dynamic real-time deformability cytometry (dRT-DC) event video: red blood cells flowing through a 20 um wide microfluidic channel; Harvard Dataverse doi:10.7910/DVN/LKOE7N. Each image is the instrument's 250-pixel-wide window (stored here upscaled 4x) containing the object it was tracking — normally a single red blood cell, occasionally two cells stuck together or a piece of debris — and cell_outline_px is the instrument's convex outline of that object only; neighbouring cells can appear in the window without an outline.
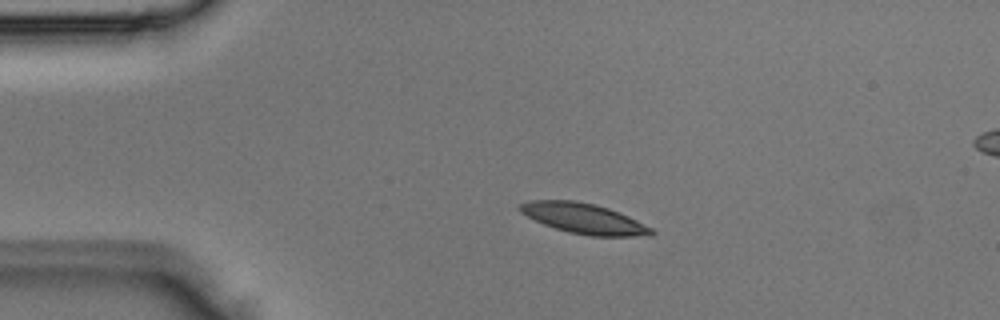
{"species": "Egyptian fruit bat (a non-hibernating species)", "species_latin": "Rousettus aegyptiacus", "temperature_condition": "room temperature", "stored_images_in_passage": 3, "camera_frame_rate_fps": 3000, "um_per_image_px": 0.085, "animal": {"sex": "male"}, "frame": {"image": 1, "passage_image": 1, "time_ms": 0.0, "image_size_px": [1000, 320], "cell_outline_px": [[656, 232], [652, 236], [588, 236], [568, 232], [544, 224], [520, 212], [516, 208], [520, 204], [528, 200], [576, 200], [596, 204], [608, 208], [628, 216], [652, 228]], "centroid_in_image_um": [49.63, 18.57], "position_along_channel_um": 35.4, "area_um2": 23.29}}